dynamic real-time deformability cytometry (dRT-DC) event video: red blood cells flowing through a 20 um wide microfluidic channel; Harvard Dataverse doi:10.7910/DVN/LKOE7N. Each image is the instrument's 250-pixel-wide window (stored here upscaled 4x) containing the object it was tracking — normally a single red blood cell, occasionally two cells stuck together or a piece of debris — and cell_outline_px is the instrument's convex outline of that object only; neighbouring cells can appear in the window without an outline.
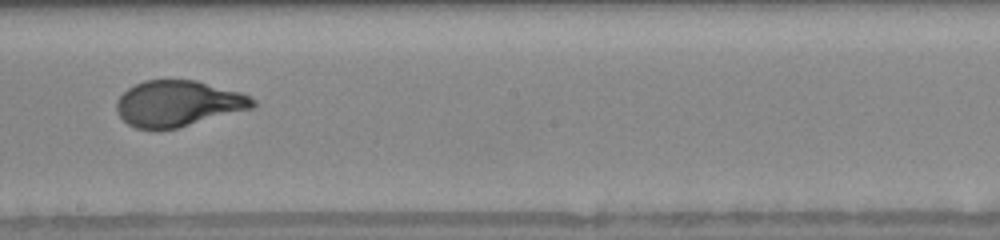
{"species": "human", "species_latin": "Homo sapiens", "temperature_condition": "warm", "stored_images_in_passage": 35, "camera_frame_rate_fps": 3000, "um_per_image_px": 0.085, "donor": {"sex": "female"}, "frame": {"image": 1, "passage_image": 25, "time_ms": 6.333, "image_size_px": [1000, 240], "cell_outline_px": [[256, 104], [252, 108], [176, 128], [136, 128], [128, 124], [120, 116], [116, 108], [116, 100], [128, 88], [144, 80], [196, 80], [240, 92], [256, 100]], "centroid_in_image_um": [15.13, 8.78], "position_along_channel_um": 233.1, "area_um2": 35.95}}